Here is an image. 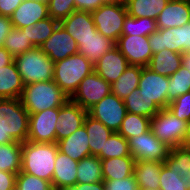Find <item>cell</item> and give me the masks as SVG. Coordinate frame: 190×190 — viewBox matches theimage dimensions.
<instances>
[{
    "mask_svg": "<svg viewBox=\"0 0 190 190\" xmlns=\"http://www.w3.org/2000/svg\"><path fill=\"white\" fill-rule=\"evenodd\" d=\"M164 164L177 172L183 181V187L190 190V150L181 146L172 147Z\"/></svg>",
    "mask_w": 190,
    "mask_h": 190,
    "instance_id": "27",
    "label": "cell"
},
{
    "mask_svg": "<svg viewBox=\"0 0 190 190\" xmlns=\"http://www.w3.org/2000/svg\"><path fill=\"white\" fill-rule=\"evenodd\" d=\"M183 54L164 49L152 55L148 68L157 74L169 77L182 66Z\"/></svg>",
    "mask_w": 190,
    "mask_h": 190,
    "instance_id": "26",
    "label": "cell"
},
{
    "mask_svg": "<svg viewBox=\"0 0 190 190\" xmlns=\"http://www.w3.org/2000/svg\"><path fill=\"white\" fill-rule=\"evenodd\" d=\"M24 86L42 81H52L54 62L40 49L33 48L14 58Z\"/></svg>",
    "mask_w": 190,
    "mask_h": 190,
    "instance_id": "5",
    "label": "cell"
},
{
    "mask_svg": "<svg viewBox=\"0 0 190 190\" xmlns=\"http://www.w3.org/2000/svg\"><path fill=\"white\" fill-rule=\"evenodd\" d=\"M58 24V20L49 16L46 19L38 21L33 26H26L20 30L26 31V35L32 45L39 48L52 35Z\"/></svg>",
    "mask_w": 190,
    "mask_h": 190,
    "instance_id": "35",
    "label": "cell"
},
{
    "mask_svg": "<svg viewBox=\"0 0 190 190\" xmlns=\"http://www.w3.org/2000/svg\"><path fill=\"white\" fill-rule=\"evenodd\" d=\"M151 127V118L127 112L118 133L126 140L133 136H140Z\"/></svg>",
    "mask_w": 190,
    "mask_h": 190,
    "instance_id": "36",
    "label": "cell"
},
{
    "mask_svg": "<svg viewBox=\"0 0 190 190\" xmlns=\"http://www.w3.org/2000/svg\"><path fill=\"white\" fill-rule=\"evenodd\" d=\"M96 30L114 42H117L128 15L125 2L101 5L91 12Z\"/></svg>",
    "mask_w": 190,
    "mask_h": 190,
    "instance_id": "6",
    "label": "cell"
},
{
    "mask_svg": "<svg viewBox=\"0 0 190 190\" xmlns=\"http://www.w3.org/2000/svg\"><path fill=\"white\" fill-rule=\"evenodd\" d=\"M148 43L153 54L164 49L181 54L180 27L157 30L148 36Z\"/></svg>",
    "mask_w": 190,
    "mask_h": 190,
    "instance_id": "23",
    "label": "cell"
},
{
    "mask_svg": "<svg viewBox=\"0 0 190 190\" xmlns=\"http://www.w3.org/2000/svg\"><path fill=\"white\" fill-rule=\"evenodd\" d=\"M84 126L88 133V144L90 146L91 155L98 156L101 150H104L106 140L113 131L89 114L86 115Z\"/></svg>",
    "mask_w": 190,
    "mask_h": 190,
    "instance_id": "29",
    "label": "cell"
},
{
    "mask_svg": "<svg viewBox=\"0 0 190 190\" xmlns=\"http://www.w3.org/2000/svg\"><path fill=\"white\" fill-rule=\"evenodd\" d=\"M130 64L117 46L94 63V71L110 84L115 82Z\"/></svg>",
    "mask_w": 190,
    "mask_h": 190,
    "instance_id": "17",
    "label": "cell"
},
{
    "mask_svg": "<svg viewBox=\"0 0 190 190\" xmlns=\"http://www.w3.org/2000/svg\"><path fill=\"white\" fill-rule=\"evenodd\" d=\"M116 46L130 65L146 67L153 55L148 36L121 35Z\"/></svg>",
    "mask_w": 190,
    "mask_h": 190,
    "instance_id": "12",
    "label": "cell"
},
{
    "mask_svg": "<svg viewBox=\"0 0 190 190\" xmlns=\"http://www.w3.org/2000/svg\"><path fill=\"white\" fill-rule=\"evenodd\" d=\"M104 184L105 190H139L134 174L124 179L106 180Z\"/></svg>",
    "mask_w": 190,
    "mask_h": 190,
    "instance_id": "45",
    "label": "cell"
},
{
    "mask_svg": "<svg viewBox=\"0 0 190 190\" xmlns=\"http://www.w3.org/2000/svg\"><path fill=\"white\" fill-rule=\"evenodd\" d=\"M48 15V3L23 0L17 9L10 16L13 27L24 28L33 26L40 20L46 19Z\"/></svg>",
    "mask_w": 190,
    "mask_h": 190,
    "instance_id": "18",
    "label": "cell"
},
{
    "mask_svg": "<svg viewBox=\"0 0 190 190\" xmlns=\"http://www.w3.org/2000/svg\"><path fill=\"white\" fill-rule=\"evenodd\" d=\"M76 10L74 0H49L48 15L59 22Z\"/></svg>",
    "mask_w": 190,
    "mask_h": 190,
    "instance_id": "42",
    "label": "cell"
},
{
    "mask_svg": "<svg viewBox=\"0 0 190 190\" xmlns=\"http://www.w3.org/2000/svg\"><path fill=\"white\" fill-rule=\"evenodd\" d=\"M59 23L76 40L77 45L98 32L90 11L75 10Z\"/></svg>",
    "mask_w": 190,
    "mask_h": 190,
    "instance_id": "16",
    "label": "cell"
},
{
    "mask_svg": "<svg viewBox=\"0 0 190 190\" xmlns=\"http://www.w3.org/2000/svg\"><path fill=\"white\" fill-rule=\"evenodd\" d=\"M23 0H0V16L10 17Z\"/></svg>",
    "mask_w": 190,
    "mask_h": 190,
    "instance_id": "46",
    "label": "cell"
},
{
    "mask_svg": "<svg viewBox=\"0 0 190 190\" xmlns=\"http://www.w3.org/2000/svg\"><path fill=\"white\" fill-rule=\"evenodd\" d=\"M182 65L190 72V51L183 54Z\"/></svg>",
    "mask_w": 190,
    "mask_h": 190,
    "instance_id": "54",
    "label": "cell"
},
{
    "mask_svg": "<svg viewBox=\"0 0 190 190\" xmlns=\"http://www.w3.org/2000/svg\"><path fill=\"white\" fill-rule=\"evenodd\" d=\"M88 141V133L83 125L70 136L58 141L57 145L60 152L79 162L91 155Z\"/></svg>",
    "mask_w": 190,
    "mask_h": 190,
    "instance_id": "21",
    "label": "cell"
},
{
    "mask_svg": "<svg viewBox=\"0 0 190 190\" xmlns=\"http://www.w3.org/2000/svg\"><path fill=\"white\" fill-rule=\"evenodd\" d=\"M17 174L0 170V190H9L16 185Z\"/></svg>",
    "mask_w": 190,
    "mask_h": 190,
    "instance_id": "47",
    "label": "cell"
},
{
    "mask_svg": "<svg viewBox=\"0 0 190 190\" xmlns=\"http://www.w3.org/2000/svg\"><path fill=\"white\" fill-rule=\"evenodd\" d=\"M141 66L129 65L122 75L111 83V91L120 99L126 98L132 91L138 88L142 72Z\"/></svg>",
    "mask_w": 190,
    "mask_h": 190,
    "instance_id": "30",
    "label": "cell"
},
{
    "mask_svg": "<svg viewBox=\"0 0 190 190\" xmlns=\"http://www.w3.org/2000/svg\"><path fill=\"white\" fill-rule=\"evenodd\" d=\"M126 113L123 100L112 92L88 110L90 116L102 122L113 132H118Z\"/></svg>",
    "mask_w": 190,
    "mask_h": 190,
    "instance_id": "10",
    "label": "cell"
},
{
    "mask_svg": "<svg viewBox=\"0 0 190 190\" xmlns=\"http://www.w3.org/2000/svg\"><path fill=\"white\" fill-rule=\"evenodd\" d=\"M177 118L190 122V91L178 96L167 107Z\"/></svg>",
    "mask_w": 190,
    "mask_h": 190,
    "instance_id": "44",
    "label": "cell"
},
{
    "mask_svg": "<svg viewBox=\"0 0 190 190\" xmlns=\"http://www.w3.org/2000/svg\"><path fill=\"white\" fill-rule=\"evenodd\" d=\"M17 190H54L50 181L20 171L16 176Z\"/></svg>",
    "mask_w": 190,
    "mask_h": 190,
    "instance_id": "41",
    "label": "cell"
},
{
    "mask_svg": "<svg viewBox=\"0 0 190 190\" xmlns=\"http://www.w3.org/2000/svg\"><path fill=\"white\" fill-rule=\"evenodd\" d=\"M24 84L15 62L0 68V99L19 98Z\"/></svg>",
    "mask_w": 190,
    "mask_h": 190,
    "instance_id": "24",
    "label": "cell"
},
{
    "mask_svg": "<svg viewBox=\"0 0 190 190\" xmlns=\"http://www.w3.org/2000/svg\"><path fill=\"white\" fill-rule=\"evenodd\" d=\"M159 186L160 190H186L179 174L174 170H170L165 164L159 176Z\"/></svg>",
    "mask_w": 190,
    "mask_h": 190,
    "instance_id": "43",
    "label": "cell"
},
{
    "mask_svg": "<svg viewBox=\"0 0 190 190\" xmlns=\"http://www.w3.org/2000/svg\"><path fill=\"white\" fill-rule=\"evenodd\" d=\"M22 167V143L0 145V170L18 174Z\"/></svg>",
    "mask_w": 190,
    "mask_h": 190,
    "instance_id": "34",
    "label": "cell"
},
{
    "mask_svg": "<svg viewBox=\"0 0 190 190\" xmlns=\"http://www.w3.org/2000/svg\"><path fill=\"white\" fill-rule=\"evenodd\" d=\"M65 190H105L104 181L94 183H76L74 186Z\"/></svg>",
    "mask_w": 190,
    "mask_h": 190,
    "instance_id": "51",
    "label": "cell"
},
{
    "mask_svg": "<svg viewBox=\"0 0 190 190\" xmlns=\"http://www.w3.org/2000/svg\"><path fill=\"white\" fill-rule=\"evenodd\" d=\"M58 150L57 143L23 142L21 171L52 183Z\"/></svg>",
    "mask_w": 190,
    "mask_h": 190,
    "instance_id": "2",
    "label": "cell"
},
{
    "mask_svg": "<svg viewBox=\"0 0 190 190\" xmlns=\"http://www.w3.org/2000/svg\"><path fill=\"white\" fill-rule=\"evenodd\" d=\"M77 165L78 161L58 150L51 183L54 190H65L76 184Z\"/></svg>",
    "mask_w": 190,
    "mask_h": 190,
    "instance_id": "20",
    "label": "cell"
},
{
    "mask_svg": "<svg viewBox=\"0 0 190 190\" xmlns=\"http://www.w3.org/2000/svg\"><path fill=\"white\" fill-rule=\"evenodd\" d=\"M180 146L187 150H190V122L188 123L187 130L185 132V136H184Z\"/></svg>",
    "mask_w": 190,
    "mask_h": 190,
    "instance_id": "53",
    "label": "cell"
},
{
    "mask_svg": "<svg viewBox=\"0 0 190 190\" xmlns=\"http://www.w3.org/2000/svg\"><path fill=\"white\" fill-rule=\"evenodd\" d=\"M132 156L129 149L128 140L121 136L118 132H113L106 140L104 150H101L97 156L101 160L113 157Z\"/></svg>",
    "mask_w": 190,
    "mask_h": 190,
    "instance_id": "40",
    "label": "cell"
},
{
    "mask_svg": "<svg viewBox=\"0 0 190 190\" xmlns=\"http://www.w3.org/2000/svg\"><path fill=\"white\" fill-rule=\"evenodd\" d=\"M135 159L133 156L102 159V175L104 181L127 178L134 173Z\"/></svg>",
    "mask_w": 190,
    "mask_h": 190,
    "instance_id": "25",
    "label": "cell"
},
{
    "mask_svg": "<svg viewBox=\"0 0 190 190\" xmlns=\"http://www.w3.org/2000/svg\"><path fill=\"white\" fill-rule=\"evenodd\" d=\"M115 46L116 42L97 32L96 35L81 41V44L78 45V53L94 64Z\"/></svg>",
    "mask_w": 190,
    "mask_h": 190,
    "instance_id": "28",
    "label": "cell"
},
{
    "mask_svg": "<svg viewBox=\"0 0 190 190\" xmlns=\"http://www.w3.org/2000/svg\"><path fill=\"white\" fill-rule=\"evenodd\" d=\"M190 22V0H169L156 19L157 29L181 27Z\"/></svg>",
    "mask_w": 190,
    "mask_h": 190,
    "instance_id": "19",
    "label": "cell"
},
{
    "mask_svg": "<svg viewBox=\"0 0 190 190\" xmlns=\"http://www.w3.org/2000/svg\"><path fill=\"white\" fill-rule=\"evenodd\" d=\"M168 103L174 101L178 96H181L190 91V72L183 65L171 76L168 77Z\"/></svg>",
    "mask_w": 190,
    "mask_h": 190,
    "instance_id": "37",
    "label": "cell"
},
{
    "mask_svg": "<svg viewBox=\"0 0 190 190\" xmlns=\"http://www.w3.org/2000/svg\"><path fill=\"white\" fill-rule=\"evenodd\" d=\"M75 8L79 11H94L101 5H104L101 0H74Z\"/></svg>",
    "mask_w": 190,
    "mask_h": 190,
    "instance_id": "48",
    "label": "cell"
},
{
    "mask_svg": "<svg viewBox=\"0 0 190 190\" xmlns=\"http://www.w3.org/2000/svg\"><path fill=\"white\" fill-rule=\"evenodd\" d=\"M3 47L8 50L14 58L35 48L26 35V31H21L15 27H13L5 37Z\"/></svg>",
    "mask_w": 190,
    "mask_h": 190,
    "instance_id": "39",
    "label": "cell"
},
{
    "mask_svg": "<svg viewBox=\"0 0 190 190\" xmlns=\"http://www.w3.org/2000/svg\"><path fill=\"white\" fill-rule=\"evenodd\" d=\"M14 61V57L3 46L0 47V68L9 65Z\"/></svg>",
    "mask_w": 190,
    "mask_h": 190,
    "instance_id": "52",
    "label": "cell"
},
{
    "mask_svg": "<svg viewBox=\"0 0 190 190\" xmlns=\"http://www.w3.org/2000/svg\"><path fill=\"white\" fill-rule=\"evenodd\" d=\"M104 181L101 159L97 156H87L77 165L76 183H94Z\"/></svg>",
    "mask_w": 190,
    "mask_h": 190,
    "instance_id": "33",
    "label": "cell"
},
{
    "mask_svg": "<svg viewBox=\"0 0 190 190\" xmlns=\"http://www.w3.org/2000/svg\"><path fill=\"white\" fill-rule=\"evenodd\" d=\"M9 190H17V188H16V186H15V187H13V188H11V189H9Z\"/></svg>",
    "mask_w": 190,
    "mask_h": 190,
    "instance_id": "57",
    "label": "cell"
},
{
    "mask_svg": "<svg viewBox=\"0 0 190 190\" xmlns=\"http://www.w3.org/2000/svg\"><path fill=\"white\" fill-rule=\"evenodd\" d=\"M157 30L156 20L147 17L134 18L127 15L121 35L149 36Z\"/></svg>",
    "mask_w": 190,
    "mask_h": 190,
    "instance_id": "38",
    "label": "cell"
},
{
    "mask_svg": "<svg viewBox=\"0 0 190 190\" xmlns=\"http://www.w3.org/2000/svg\"><path fill=\"white\" fill-rule=\"evenodd\" d=\"M94 71V64L85 56L76 53L54 63L53 81L71 98L80 82Z\"/></svg>",
    "mask_w": 190,
    "mask_h": 190,
    "instance_id": "4",
    "label": "cell"
},
{
    "mask_svg": "<svg viewBox=\"0 0 190 190\" xmlns=\"http://www.w3.org/2000/svg\"><path fill=\"white\" fill-rule=\"evenodd\" d=\"M164 162L136 160L134 177L139 189H160L159 176Z\"/></svg>",
    "mask_w": 190,
    "mask_h": 190,
    "instance_id": "22",
    "label": "cell"
},
{
    "mask_svg": "<svg viewBox=\"0 0 190 190\" xmlns=\"http://www.w3.org/2000/svg\"><path fill=\"white\" fill-rule=\"evenodd\" d=\"M29 113L19 98L0 99V145L28 138Z\"/></svg>",
    "mask_w": 190,
    "mask_h": 190,
    "instance_id": "1",
    "label": "cell"
},
{
    "mask_svg": "<svg viewBox=\"0 0 190 190\" xmlns=\"http://www.w3.org/2000/svg\"><path fill=\"white\" fill-rule=\"evenodd\" d=\"M168 77L157 74L150 68L143 67L138 88L141 95L153 100L160 109L167 108Z\"/></svg>",
    "mask_w": 190,
    "mask_h": 190,
    "instance_id": "13",
    "label": "cell"
},
{
    "mask_svg": "<svg viewBox=\"0 0 190 190\" xmlns=\"http://www.w3.org/2000/svg\"><path fill=\"white\" fill-rule=\"evenodd\" d=\"M19 99L27 112L32 114L61 107L70 98L52 80L24 86Z\"/></svg>",
    "mask_w": 190,
    "mask_h": 190,
    "instance_id": "3",
    "label": "cell"
},
{
    "mask_svg": "<svg viewBox=\"0 0 190 190\" xmlns=\"http://www.w3.org/2000/svg\"><path fill=\"white\" fill-rule=\"evenodd\" d=\"M102 3L105 4H115V3H121L123 2L122 0H101Z\"/></svg>",
    "mask_w": 190,
    "mask_h": 190,
    "instance_id": "55",
    "label": "cell"
},
{
    "mask_svg": "<svg viewBox=\"0 0 190 190\" xmlns=\"http://www.w3.org/2000/svg\"><path fill=\"white\" fill-rule=\"evenodd\" d=\"M42 2H46V3H48V2H49V0H42Z\"/></svg>",
    "mask_w": 190,
    "mask_h": 190,
    "instance_id": "58",
    "label": "cell"
},
{
    "mask_svg": "<svg viewBox=\"0 0 190 190\" xmlns=\"http://www.w3.org/2000/svg\"><path fill=\"white\" fill-rule=\"evenodd\" d=\"M181 54L190 51V22L180 27Z\"/></svg>",
    "mask_w": 190,
    "mask_h": 190,
    "instance_id": "49",
    "label": "cell"
},
{
    "mask_svg": "<svg viewBox=\"0 0 190 190\" xmlns=\"http://www.w3.org/2000/svg\"><path fill=\"white\" fill-rule=\"evenodd\" d=\"M13 28L10 17L0 16V47L3 46L5 37L9 34Z\"/></svg>",
    "mask_w": 190,
    "mask_h": 190,
    "instance_id": "50",
    "label": "cell"
},
{
    "mask_svg": "<svg viewBox=\"0 0 190 190\" xmlns=\"http://www.w3.org/2000/svg\"><path fill=\"white\" fill-rule=\"evenodd\" d=\"M88 111L68 99L61 107L56 120V143L74 133L84 125Z\"/></svg>",
    "mask_w": 190,
    "mask_h": 190,
    "instance_id": "15",
    "label": "cell"
},
{
    "mask_svg": "<svg viewBox=\"0 0 190 190\" xmlns=\"http://www.w3.org/2000/svg\"><path fill=\"white\" fill-rule=\"evenodd\" d=\"M54 63L78 53L76 40L59 23L52 35L39 47Z\"/></svg>",
    "mask_w": 190,
    "mask_h": 190,
    "instance_id": "14",
    "label": "cell"
},
{
    "mask_svg": "<svg viewBox=\"0 0 190 190\" xmlns=\"http://www.w3.org/2000/svg\"><path fill=\"white\" fill-rule=\"evenodd\" d=\"M126 111L153 118L161 109L153 100H149L140 93V89L136 88L130 95L123 99Z\"/></svg>",
    "mask_w": 190,
    "mask_h": 190,
    "instance_id": "32",
    "label": "cell"
},
{
    "mask_svg": "<svg viewBox=\"0 0 190 190\" xmlns=\"http://www.w3.org/2000/svg\"><path fill=\"white\" fill-rule=\"evenodd\" d=\"M139 190H160V189H149V188H147V189H139Z\"/></svg>",
    "mask_w": 190,
    "mask_h": 190,
    "instance_id": "56",
    "label": "cell"
},
{
    "mask_svg": "<svg viewBox=\"0 0 190 190\" xmlns=\"http://www.w3.org/2000/svg\"><path fill=\"white\" fill-rule=\"evenodd\" d=\"M111 92V84L93 71L80 82L70 99L88 111Z\"/></svg>",
    "mask_w": 190,
    "mask_h": 190,
    "instance_id": "11",
    "label": "cell"
},
{
    "mask_svg": "<svg viewBox=\"0 0 190 190\" xmlns=\"http://www.w3.org/2000/svg\"><path fill=\"white\" fill-rule=\"evenodd\" d=\"M168 2L169 0H127L125 5L131 17L156 20Z\"/></svg>",
    "mask_w": 190,
    "mask_h": 190,
    "instance_id": "31",
    "label": "cell"
},
{
    "mask_svg": "<svg viewBox=\"0 0 190 190\" xmlns=\"http://www.w3.org/2000/svg\"><path fill=\"white\" fill-rule=\"evenodd\" d=\"M59 107L29 114L27 141L36 143H56V120Z\"/></svg>",
    "mask_w": 190,
    "mask_h": 190,
    "instance_id": "9",
    "label": "cell"
},
{
    "mask_svg": "<svg viewBox=\"0 0 190 190\" xmlns=\"http://www.w3.org/2000/svg\"><path fill=\"white\" fill-rule=\"evenodd\" d=\"M187 126V121L177 118L168 108H164L151 119L150 128L158 139L172 148L181 145Z\"/></svg>",
    "mask_w": 190,
    "mask_h": 190,
    "instance_id": "7",
    "label": "cell"
},
{
    "mask_svg": "<svg viewBox=\"0 0 190 190\" xmlns=\"http://www.w3.org/2000/svg\"><path fill=\"white\" fill-rule=\"evenodd\" d=\"M128 144L135 160L164 162L171 149L155 136L151 128L140 136L129 138Z\"/></svg>",
    "mask_w": 190,
    "mask_h": 190,
    "instance_id": "8",
    "label": "cell"
}]
</instances>
